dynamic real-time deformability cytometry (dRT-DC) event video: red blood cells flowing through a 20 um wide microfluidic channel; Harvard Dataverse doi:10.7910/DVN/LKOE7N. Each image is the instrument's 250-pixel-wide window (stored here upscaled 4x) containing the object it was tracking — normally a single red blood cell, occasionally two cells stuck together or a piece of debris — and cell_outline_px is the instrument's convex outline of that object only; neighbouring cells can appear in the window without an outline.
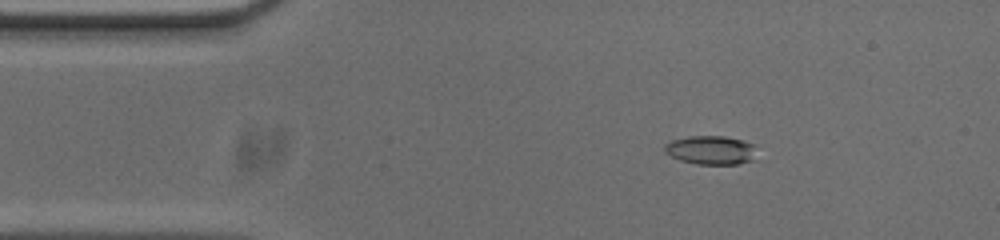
{"species": "common noctule bat (a hibernating species)", "species_latin": "Nyctalus noctula", "temperature_condition": "cold", "stored_images_in_passage": 54, "camera_frame_rate_fps": 3000, "um_per_image_px": 0.085, "animal": {"sex": "male", "body_mass_g": 20.0, "forearm_length_mm": 53.3}, "frame": {"image": 1, "passage_image": 8, "time_ms": 2.333, "image_size_px": [1000, 240], "cell_outline_px": [[756, 160], [736, 164], [696, 164], [680, 160], [664, 152], [664, 144], [672, 140], [688, 136], [724, 136], [756, 144]], "centroid_in_image_um": [60.46, 12.76], "position_along_channel_um": 24.5, "area_um2": 15.66}}
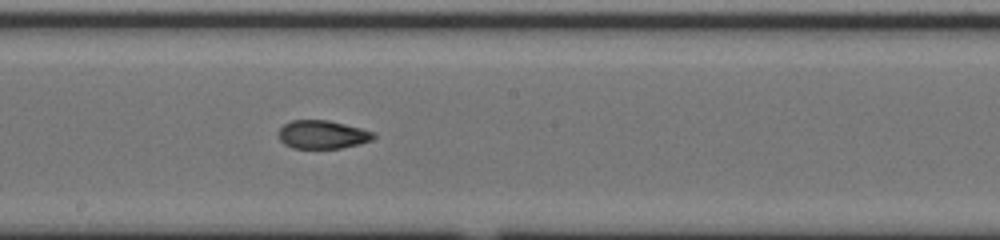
{"frame": {"image": 2, "passage_image": 28, "time_ms": 9.0, "image_size_px": [1000, 240], "cell_outline_px": [[376, 136], [372, 140], [360, 144], [340, 148], [292, 148], [284, 144], [280, 140], [280, 128], [284, 124], [292, 120], [328, 120], [376, 132]], "centroid_in_image_um": [27.44, 11.44], "position_along_channel_um": 220.8, "area_um2": 15.66}}
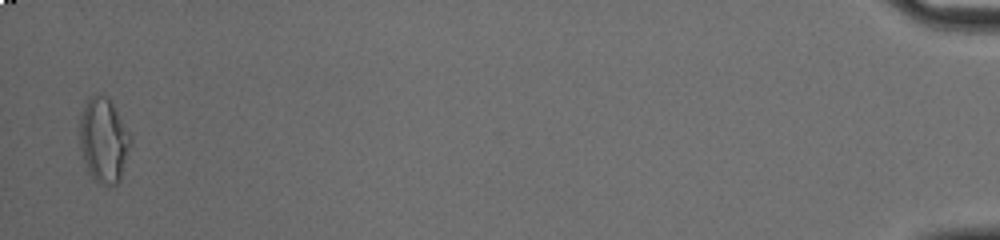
{"frame": {"image": 3, "passage_image": 53, "time_ms": 17.333, "image_size_px": [1000, 240], "cell_outline_px": [[128, 148], [120, 180], [116, 184], [108, 188], [100, 184], [88, 172], [80, 152], [80, 116], [84, 104], [96, 92], [104, 96], [112, 104], [128, 136]], "centroid_in_image_um": [8.73, 11.97], "position_along_channel_um": 426.5, "area_um2": 24.28}, "authors_computed_cell_mechanics": {"area_um2": 16.0106, "velocity_mm_per_s": 3.7043, "shape_relaxation_time_tau1_ms": null, "shape_relaxation_time_tau2_ms": 2.0994, "deformation_change_tau1": null, "deformation_change_tau2": 0.0862}}